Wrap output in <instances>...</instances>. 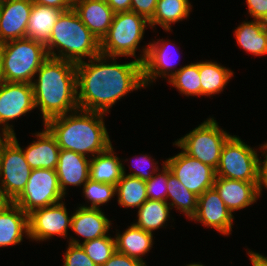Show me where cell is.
<instances>
[{
	"label": "cell",
	"mask_w": 267,
	"mask_h": 266,
	"mask_svg": "<svg viewBox=\"0 0 267 266\" xmlns=\"http://www.w3.org/2000/svg\"><path fill=\"white\" fill-rule=\"evenodd\" d=\"M213 188L231 213L248 207L260 197L257 183L252 182L216 177Z\"/></svg>",
	"instance_id": "cell-18"
},
{
	"label": "cell",
	"mask_w": 267,
	"mask_h": 266,
	"mask_svg": "<svg viewBox=\"0 0 267 266\" xmlns=\"http://www.w3.org/2000/svg\"><path fill=\"white\" fill-rule=\"evenodd\" d=\"M71 244H80L87 256L97 265L106 263L116 252L115 238L103 236L97 239L80 243L74 238L69 239Z\"/></svg>",
	"instance_id": "cell-33"
},
{
	"label": "cell",
	"mask_w": 267,
	"mask_h": 266,
	"mask_svg": "<svg viewBox=\"0 0 267 266\" xmlns=\"http://www.w3.org/2000/svg\"><path fill=\"white\" fill-rule=\"evenodd\" d=\"M258 154L237 136L224 143L216 177L245 182H258Z\"/></svg>",
	"instance_id": "cell-9"
},
{
	"label": "cell",
	"mask_w": 267,
	"mask_h": 266,
	"mask_svg": "<svg viewBox=\"0 0 267 266\" xmlns=\"http://www.w3.org/2000/svg\"><path fill=\"white\" fill-rule=\"evenodd\" d=\"M74 151L60 149L56 168L59 186L64 195L69 185H84L90 174V159Z\"/></svg>",
	"instance_id": "cell-19"
},
{
	"label": "cell",
	"mask_w": 267,
	"mask_h": 266,
	"mask_svg": "<svg viewBox=\"0 0 267 266\" xmlns=\"http://www.w3.org/2000/svg\"><path fill=\"white\" fill-rule=\"evenodd\" d=\"M31 83L5 82L0 86V136L16 134L8 122L35 109ZM3 124V125H2Z\"/></svg>",
	"instance_id": "cell-11"
},
{
	"label": "cell",
	"mask_w": 267,
	"mask_h": 266,
	"mask_svg": "<svg viewBox=\"0 0 267 266\" xmlns=\"http://www.w3.org/2000/svg\"><path fill=\"white\" fill-rule=\"evenodd\" d=\"M116 193L118 204L127 208H139L148 199L146 182L126 175L125 166H123V176L116 185Z\"/></svg>",
	"instance_id": "cell-30"
},
{
	"label": "cell",
	"mask_w": 267,
	"mask_h": 266,
	"mask_svg": "<svg viewBox=\"0 0 267 266\" xmlns=\"http://www.w3.org/2000/svg\"><path fill=\"white\" fill-rule=\"evenodd\" d=\"M110 220L99 209L78 207L72 215L71 229L84 237V241L107 236L111 226Z\"/></svg>",
	"instance_id": "cell-21"
},
{
	"label": "cell",
	"mask_w": 267,
	"mask_h": 266,
	"mask_svg": "<svg viewBox=\"0 0 267 266\" xmlns=\"http://www.w3.org/2000/svg\"><path fill=\"white\" fill-rule=\"evenodd\" d=\"M116 251L144 261L141 256L151 250L153 245V234L131 224L122 234L116 233Z\"/></svg>",
	"instance_id": "cell-25"
},
{
	"label": "cell",
	"mask_w": 267,
	"mask_h": 266,
	"mask_svg": "<svg viewBox=\"0 0 267 266\" xmlns=\"http://www.w3.org/2000/svg\"><path fill=\"white\" fill-rule=\"evenodd\" d=\"M83 194L88 202L90 201L91 205H81L80 207L99 209L101 204L109 202V200L116 194V186L88 179L83 185Z\"/></svg>",
	"instance_id": "cell-34"
},
{
	"label": "cell",
	"mask_w": 267,
	"mask_h": 266,
	"mask_svg": "<svg viewBox=\"0 0 267 266\" xmlns=\"http://www.w3.org/2000/svg\"><path fill=\"white\" fill-rule=\"evenodd\" d=\"M114 13L131 11V0H106Z\"/></svg>",
	"instance_id": "cell-43"
},
{
	"label": "cell",
	"mask_w": 267,
	"mask_h": 266,
	"mask_svg": "<svg viewBox=\"0 0 267 266\" xmlns=\"http://www.w3.org/2000/svg\"><path fill=\"white\" fill-rule=\"evenodd\" d=\"M35 136L37 141H33L25 150L22 149L30 168L56 170L60 147L55 137L46 127L42 132H37Z\"/></svg>",
	"instance_id": "cell-20"
},
{
	"label": "cell",
	"mask_w": 267,
	"mask_h": 266,
	"mask_svg": "<svg viewBox=\"0 0 267 266\" xmlns=\"http://www.w3.org/2000/svg\"><path fill=\"white\" fill-rule=\"evenodd\" d=\"M31 2L60 10H70L73 6V0H31Z\"/></svg>",
	"instance_id": "cell-42"
},
{
	"label": "cell",
	"mask_w": 267,
	"mask_h": 266,
	"mask_svg": "<svg viewBox=\"0 0 267 266\" xmlns=\"http://www.w3.org/2000/svg\"><path fill=\"white\" fill-rule=\"evenodd\" d=\"M114 154L111 144L105 151L90 158L89 179L116 186L123 176L124 164Z\"/></svg>",
	"instance_id": "cell-23"
},
{
	"label": "cell",
	"mask_w": 267,
	"mask_h": 266,
	"mask_svg": "<svg viewBox=\"0 0 267 266\" xmlns=\"http://www.w3.org/2000/svg\"><path fill=\"white\" fill-rule=\"evenodd\" d=\"M32 5L31 0H7L0 3V44L26 38Z\"/></svg>",
	"instance_id": "cell-16"
},
{
	"label": "cell",
	"mask_w": 267,
	"mask_h": 266,
	"mask_svg": "<svg viewBox=\"0 0 267 266\" xmlns=\"http://www.w3.org/2000/svg\"><path fill=\"white\" fill-rule=\"evenodd\" d=\"M45 46L49 57L75 64L83 62L86 57L92 59L101 54L100 40L84 25L73 8L64 11L57 19Z\"/></svg>",
	"instance_id": "cell-4"
},
{
	"label": "cell",
	"mask_w": 267,
	"mask_h": 266,
	"mask_svg": "<svg viewBox=\"0 0 267 266\" xmlns=\"http://www.w3.org/2000/svg\"><path fill=\"white\" fill-rule=\"evenodd\" d=\"M170 206L177 208L180 212L185 213L187 217L191 218L197 212L198 196L189 191L178 179L171 173L168 168V182H167V201Z\"/></svg>",
	"instance_id": "cell-31"
},
{
	"label": "cell",
	"mask_w": 267,
	"mask_h": 266,
	"mask_svg": "<svg viewBox=\"0 0 267 266\" xmlns=\"http://www.w3.org/2000/svg\"><path fill=\"white\" fill-rule=\"evenodd\" d=\"M73 10L100 41L108 33L114 12L106 0H73Z\"/></svg>",
	"instance_id": "cell-17"
},
{
	"label": "cell",
	"mask_w": 267,
	"mask_h": 266,
	"mask_svg": "<svg viewBox=\"0 0 267 266\" xmlns=\"http://www.w3.org/2000/svg\"><path fill=\"white\" fill-rule=\"evenodd\" d=\"M148 23V24H147ZM149 21L135 12L115 13L108 33L100 41V52L107 57L134 56Z\"/></svg>",
	"instance_id": "cell-6"
},
{
	"label": "cell",
	"mask_w": 267,
	"mask_h": 266,
	"mask_svg": "<svg viewBox=\"0 0 267 266\" xmlns=\"http://www.w3.org/2000/svg\"><path fill=\"white\" fill-rule=\"evenodd\" d=\"M171 206L166 201H156L147 199L138 208V221L133 223L137 227L143 229L144 231L152 233L153 230L164 227L167 223L168 217L170 216Z\"/></svg>",
	"instance_id": "cell-29"
},
{
	"label": "cell",
	"mask_w": 267,
	"mask_h": 266,
	"mask_svg": "<svg viewBox=\"0 0 267 266\" xmlns=\"http://www.w3.org/2000/svg\"><path fill=\"white\" fill-rule=\"evenodd\" d=\"M32 81L35 106L40 109L43 123L79 109L77 103L76 64L49 57Z\"/></svg>",
	"instance_id": "cell-2"
},
{
	"label": "cell",
	"mask_w": 267,
	"mask_h": 266,
	"mask_svg": "<svg viewBox=\"0 0 267 266\" xmlns=\"http://www.w3.org/2000/svg\"><path fill=\"white\" fill-rule=\"evenodd\" d=\"M191 7L189 0H158L155 14L149 24L152 28L154 25H160L169 32L172 23L175 24L189 16Z\"/></svg>",
	"instance_id": "cell-28"
},
{
	"label": "cell",
	"mask_w": 267,
	"mask_h": 266,
	"mask_svg": "<svg viewBox=\"0 0 267 266\" xmlns=\"http://www.w3.org/2000/svg\"><path fill=\"white\" fill-rule=\"evenodd\" d=\"M168 41L160 39L157 42H150L146 48H143V54L138 57V61L142 63L145 87L155 81L157 77H167L169 80L174 75L175 67H173V64H175V57H172L173 55L169 48L171 45L169 46L170 43Z\"/></svg>",
	"instance_id": "cell-15"
},
{
	"label": "cell",
	"mask_w": 267,
	"mask_h": 266,
	"mask_svg": "<svg viewBox=\"0 0 267 266\" xmlns=\"http://www.w3.org/2000/svg\"><path fill=\"white\" fill-rule=\"evenodd\" d=\"M56 170L32 169L26 187L14 201L28 215L63 200Z\"/></svg>",
	"instance_id": "cell-10"
},
{
	"label": "cell",
	"mask_w": 267,
	"mask_h": 266,
	"mask_svg": "<svg viewBox=\"0 0 267 266\" xmlns=\"http://www.w3.org/2000/svg\"><path fill=\"white\" fill-rule=\"evenodd\" d=\"M110 59L98 55L89 62L76 64L77 103L81 110L109 113L117 100L133 90L145 87L142 63L131 61L117 64L116 57ZM80 90V91H79Z\"/></svg>",
	"instance_id": "cell-1"
},
{
	"label": "cell",
	"mask_w": 267,
	"mask_h": 266,
	"mask_svg": "<svg viewBox=\"0 0 267 266\" xmlns=\"http://www.w3.org/2000/svg\"><path fill=\"white\" fill-rule=\"evenodd\" d=\"M10 203L11 201L0 192V213L4 211Z\"/></svg>",
	"instance_id": "cell-45"
},
{
	"label": "cell",
	"mask_w": 267,
	"mask_h": 266,
	"mask_svg": "<svg viewBox=\"0 0 267 266\" xmlns=\"http://www.w3.org/2000/svg\"><path fill=\"white\" fill-rule=\"evenodd\" d=\"M161 173L154 174L146 182L147 198L156 201L167 202V182H168V167L163 162Z\"/></svg>",
	"instance_id": "cell-35"
},
{
	"label": "cell",
	"mask_w": 267,
	"mask_h": 266,
	"mask_svg": "<svg viewBox=\"0 0 267 266\" xmlns=\"http://www.w3.org/2000/svg\"><path fill=\"white\" fill-rule=\"evenodd\" d=\"M67 115L51 118L44 123L60 149L89 157L87 154L95 156L111 145L103 121L104 113L77 109Z\"/></svg>",
	"instance_id": "cell-3"
},
{
	"label": "cell",
	"mask_w": 267,
	"mask_h": 266,
	"mask_svg": "<svg viewBox=\"0 0 267 266\" xmlns=\"http://www.w3.org/2000/svg\"><path fill=\"white\" fill-rule=\"evenodd\" d=\"M24 233L28 237V214L11 202L0 213V247L21 243Z\"/></svg>",
	"instance_id": "cell-22"
},
{
	"label": "cell",
	"mask_w": 267,
	"mask_h": 266,
	"mask_svg": "<svg viewBox=\"0 0 267 266\" xmlns=\"http://www.w3.org/2000/svg\"><path fill=\"white\" fill-rule=\"evenodd\" d=\"M165 164L178 181L197 196L214 186L216 170L183 151L165 160Z\"/></svg>",
	"instance_id": "cell-12"
},
{
	"label": "cell",
	"mask_w": 267,
	"mask_h": 266,
	"mask_svg": "<svg viewBox=\"0 0 267 266\" xmlns=\"http://www.w3.org/2000/svg\"><path fill=\"white\" fill-rule=\"evenodd\" d=\"M238 45L256 56L267 54V23L263 21L242 22L234 31Z\"/></svg>",
	"instance_id": "cell-26"
},
{
	"label": "cell",
	"mask_w": 267,
	"mask_h": 266,
	"mask_svg": "<svg viewBox=\"0 0 267 266\" xmlns=\"http://www.w3.org/2000/svg\"><path fill=\"white\" fill-rule=\"evenodd\" d=\"M158 0H131V11L150 21L156 11Z\"/></svg>",
	"instance_id": "cell-38"
},
{
	"label": "cell",
	"mask_w": 267,
	"mask_h": 266,
	"mask_svg": "<svg viewBox=\"0 0 267 266\" xmlns=\"http://www.w3.org/2000/svg\"><path fill=\"white\" fill-rule=\"evenodd\" d=\"M187 266H204V265L199 264V263H197V264L196 263H192V264H189V265L187 264Z\"/></svg>",
	"instance_id": "cell-47"
},
{
	"label": "cell",
	"mask_w": 267,
	"mask_h": 266,
	"mask_svg": "<svg viewBox=\"0 0 267 266\" xmlns=\"http://www.w3.org/2000/svg\"><path fill=\"white\" fill-rule=\"evenodd\" d=\"M199 74L201 81V96H210L223 91L233 72L217 62H199Z\"/></svg>",
	"instance_id": "cell-27"
},
{
	"label": "cell",
	"mask_w": 267,
	"mask_h": 266,
	"mask_svg": "<svg viewBox=\"0 0 267 266\" xmlns=\"http://www.w3.org/2000/svg\"><path fill=\"white\" fill-rule=\"evenodd\" d=\"M100 266H147L144 261L138 260L128 255L115 252L111 258Z\"/></svg>",
	"instance_id": "cell-39"
},
{
	"label": "cell",
	"mask_w": 267,
	"mask_h": 266,
	"mask_svg": "<svg viewBox=\"0 0 267 266\" xmlns=\"http://www.w3.org/2000/svg\"><path fill=\"white\" fill-rule=\"evenodd\" d=\"M172 86L186 96H201V81L199 62L191 63L175 70L174 75L167 80Z\"/></svg>",
	"instance_id": "cell-32"
},
{
	"label": "cell",
	"mask_w": 267,
	"mask_h": 266,
	"mask_svg": "<svg viewBox=\"0 0 267 266\" xmlns=\"http://www.w3.org/2000/svg\"><path fill=\"white\" fill-rule=\"evenodd\" d=\"M136 160L137 161H134L137 163V164L135 163L137 166L134 165L135 171L130 173V174H127L128 176L137 177L141 180L147 181L153 176V174L159 172L160 168L158 166H156V164H158V163L155 162V166H153L154 165V163H153L154 159H151V157L149 155H147V154L144 156L142 155L141 157H138V159H136ZM150 161H153V162L150 163ZM138 164L141 165V167ZM145 165L148 167L151 166V168H153V169L151 171H149Z\"/></svg>",
	"instance_id": "cell-37"
},
{
	"label": "cell",
	"mask_w": 267,
	"mask_h": 266,
	"mask_svg": "<svg viewBox=\"0 0 267 266\" xmlns=\"http://www.w3.org/2000/svg\"><path fill=\"white\" fill-rule=\"evenodd\" d=\"M230 136L218 126L216 120L210 117L181 139H177L173 145H177L190 157L216 170L222 147Z\"/></svg>",
	"instance_id": "cell-8"
},
{
	"label": "cell",
	"mask_w": 267,
	"mask_h": 266,
	"mask_svg": "<svg viewBox=\"0 0 267 266\" xmlns=\"http://www.w3.org/2000/svg\"><path fill=\"white\" fill-rule=\"evenodd\" d=\"M250 16L267 23V0H246Z\"/></svg>",
	"instance_id": "cell-40"
},
{
	"label": "cell",
	"mask_w": 267,
	"mask_h": 266,
	"mask_svg": "<svg viewBox=\"0 0 267 266\" xmlns=\"http://www.w3.org/2000/svg\"><path fill=\"white\" fill-rule=\"evenodd\" d=\"M262 148L261 150H264L265 155V160L263 162L258 159V182H257V187L259 190V193L261 194L262 188L266 187L267 189V143L264 145L260 146Z\"/></svg>",
	"instance_id": "cell-41"
},
{
	"label": "cell",
	"mask_w": 267,
	"mask_h": 266,
	"mask_svg": "<svg viewBox=\"0 0 267 266\" xmlns=\"http://www.w3.org/2000/svg\"><path fill=\"white\" fill-rule=\"evenodd\" d=\"M67 10H60L45 5H32L29 22L26 29V38L43 42L48 41L53 27L61 14Z\"/></svg>",
	"instance_id": "cell-24"
},
{
	"label": "cell",
	"mask_w": 267,
	"mask_h": 266,
	"mask_svg": "<svg viewBox=\"0 0 267 266\" xmlns=\"http://www.w3.org/2000/svg\"><path fill=\"white\" fill-rule=\"evenodd\" d=\"M233 219V214L214 188L208 189L198 196L197 212L191 218L205 227L214 228L223 235L231 234Z\"/></svg>",
	"instance_id": "cell-14"
},
{
	"label": "cell",
	"mask_w": 267,
	"mask_h": 266,
	"mask_svg": "<svg viewBox=\"0 0 267 266\" xmlns=\"http://www.w3.org/2000/svg\"><path fill=\"white\" fill-rule=\"evenodd\" d=\"M247 254L249 255L252 266H267V257L252 250H249Z\"/></svg>",
	"instance_id": "cell-44"
},
{
	"label": "cell",
	"mask_w": 267,
	"mask_h": 266,
	"mask_svg": "<svg viewBox=\"0 0 267 266\" xmlns=\"http://www.w3.org/2000/svg\"><path fill=\"white\" fill-rule=\"evenodd\" d=\"M5 82L6 81L3 74V63H2V44H0V86Z\"/></svg>",
	"instance_id": "cell-46"
},
{
	"label": "cell",
	"mask_w": 267,
	"mask_h": 266,
	"mask_svg": "<svg viewBox=\"0 0 267 266\" xmlns=\"http://www.w3.org/2000/svg\"><path fill=\"white\" fill-rule=\"evenodd\" d=\"M63 266H97L85 253L80 244H71L64 253Z\"/></svg>",
	"instance_id": "cell-36"
},
{
	"label": "cell",
	"mask_w": 267,
	"mask_h": 266,
	"mask_svg": "<svg viewBox=\"0 0 267 266\" xmlns=\"http://www.w3.org/2000/svg\"><path fill=\"white\" fill-rule=\"evenodd\" d=\"M71 222L72 215L68 217L63 201L34 210L28 215V238L44 241L55 235L67 237Z\"/></svg>",
	"instance_id": "cell-13"
},
{
	"label": "cell",
	"mask_w": 267,
	"mask_h": 266,
	"mask_svg": "<svg viewBox=\"0 0 267 266\" xmlns=\"http://www.w3.org/2000/svg\"><path fill=\"white\" fill-rule=\"evenodd\" d=\"M31 172L16 135L0 136V192L14 202L24 191Z\"/></svg>",
	"instance_id": "cell-7"
},
{
	"label": "cell",
	"mask_w": 267,
	"mask_h": 266,
	"mask_svg": "<svg viewBox=\"0 0 267 266\" xmlns=\"http://www.w3.org/2000/svg\"><path fill=\"white\" fill-rule=\"evenodd\" d=\"M49 58L43 42L22 38L2 43L6 82L32 83L40 66Z\"/></svg>",
	"instance_id": "cell-5"
}]
</instances>
